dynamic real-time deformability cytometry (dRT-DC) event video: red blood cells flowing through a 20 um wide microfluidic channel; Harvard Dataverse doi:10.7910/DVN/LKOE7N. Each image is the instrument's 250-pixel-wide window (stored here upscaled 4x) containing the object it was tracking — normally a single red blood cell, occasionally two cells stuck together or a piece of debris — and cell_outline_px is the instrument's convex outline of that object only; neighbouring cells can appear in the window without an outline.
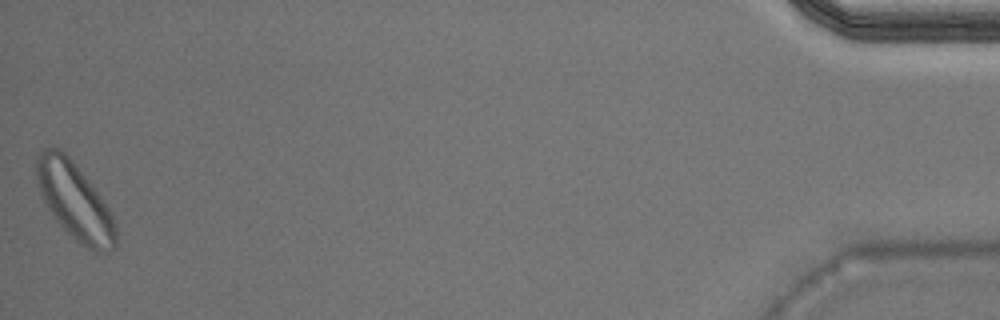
{"species": "Egyptian fruit bat (a non-hibernating species)", "species_latin": "Rousettus aegyptiacus", "temperature_condition": "warm", "stored_images_in_passage": 42, "camera_frame_rate_fps": 3000, "um_per_image_px": 0.085, "animal": {"sex": "male"}, "frame": {"image": 1, "passage_image": 42, "time_ms": 13.667, "image_size_px": [1000, 320], "cell_outline_px": [[116, 248], [108, 252], [96, 252], [80, 244], [52, 216], [44, 200], [36, 176], [36, 156], [44, 148], [56, 148], [64, 152], [72, 160], [100, 196], [108, 208], [112, 216], [116, 228]], "centroid_in_image_um": [6.36, 17.11], "position_along_channel_um": 428.8, "area_um2": 34.85}}